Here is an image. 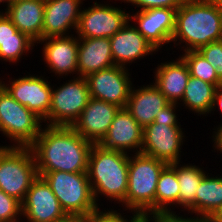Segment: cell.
<instances>
[{
	"instance_id": "1",
	"label": "cell",
	"mask_w": 222,
	"mask_h": 222,
	"mask_svg": "<svg viewBox=\"0 0 222 222\" xmlns=\"http://www.w3.org/2000/svg\"><path fill=\"white\" fill-rule=\"evenodd\" d=\"M93 143L84 139L71 126L45 125L29 146L37 173L88 171V157Z\"/></svg>"
},
{
	"instance_id": "2",
	"label": "cell",
	"mask_w": 222,
	"mask_h": 222,
	"mask_svg": "<svg viewBox=\"0 0 222 222\" xmlns=\"http://www.w3.org/2000/svg\"><path fill=\"white\" fill-rule=\"evenodd\" d=\"M221 39L222 12L215 1L184 0L176 11L173 46L179 45V50L186 52Z\"/></svg>"
},
{
	"instance_id": "3",
	"label": "cell",
	"mask_w": 222,
	"mask_h": 222,
	"mask_svg": "<svg viewBox=\"0 0 222 222\" xmlns=\"http://www.w3.org/2000/svg\"><path fill=\"white\" fill-rule=\"evenodd\" d=\"M129 154L93 144L88 157V179L98 206L101 197L120 204L126 211ZM103 195V196H102ZM101 196V197H100ZM110 198V199H109Z\"/></svg>"
},
{
	"instance_id": "4",
	"label": "cell",
	"mask_w": 222,
	"mask_h": 222,
	"mask_svg": "<svg viewBox=\"0 0 222 222\" xmlns=\"http://www.w3.org/2000/svg\"><path fill=\"white\" fill-rule=\"evenodd\" d=\"M166 162L143 153L129 154L126 211L155 216V193L159 175Z\"/></svg>"
},
{
	"instance_id": "5",
	"label": "cell",
	"mask_w": 222,
	"mask_h": 222,
	"mask_svg": "<svg viewBox=\"0 0 222 222\" xmlns=\"http://www.w3.org/2000/svg\"><path fill=\"white\" fill-rule=\"evenodd\" d=\"M50 186L62 209L68 215H91L100 207L97 205L88 173L52 171L38 173Z\"/></svg>"
},
{
	"instance_id": "6",
	"label": "cell",
	"mask_w": 222,
	"mask_h": 222,
	"mask_svg": "<svg viewBox=\"0 0 222 222\" xmlns=\"http://www.w3.org/2000/svg\"><path fill=\"white\" fill-rule=\"evenodd\" d=\"M37 177L35 159L29 147L0 145V189L3 192L22 203Z\"/></svg>"
},
{
	"instance_id": "7",
	"label": "cell",
	"mask_w": 222,
	"mask_h": 222,
	"mask_svg": "<svg viewBox=\"0 0 222 222\" xmlns=\"http://www.w3.org/2000/svg\"><path fill=\"white\" fill-rule=\"evenodd\" d=\"M42 123L40 117L0 87V132L11 142L4 146L29 147L40 134Z\"/></svg>"
},
{
	"instance_id": "8",
	"label": "cell",
	"mask_w": 222,
	"mask_h": 222,
	"mask_svg": "<svg viewBox=\"0 0 222 222\" xmlns=\"http://www.w3.org/2000/svg\"><path fill=\"white\" fill-rule=\"evenodd\" d=\"M67 81L57 88L52 86L50 126H72L91 98L86 77L74 76Z\"/></svg>"
},
{
	"instance_id": "9",
	"label": "cell",
	"mask_w": 222,
	"mask_h": 222,
	"mask_svg": "<svg viewBox=\"0 0 222 222\" xmlns=\"http://www.w3.org/2000/svg\"><path fill=\"white\" fill-rule=\"evenodd\" d=\"M82 9L75 33L78 38H111L129 21V11L110 3L94 1Z\"/></svg>"
},
{
	"instance_id": "10",
	"label": "cell",
	"mask_w": 222,
	"mask_h": 222,
	"mask_svg": "<svg viewBox=\"0 0 222 222\" xmlns=\"http://www.w3.org/2000/svg\"><path fill=\"white\" fill-rule=\"evenodd\" d=\"M11 78V79H10ZM5 83L2 78V86L21 105L26 106L48 125V113L50 110L52 84L44 76L27 74L19 78L10 77ZM9 83V84H8Z\"/></svg>"
},
{
	"instance_id": "11",
	"label": "cell",
	"mask_w": 222,
	"mask_h": 222,
	"mask_svg": "<svg viewBox=\"0 0 222 222\" xmlns=\"http://www.w3.org/2000/svg\"><path fill=\"white\" fill-rule=\"evenodd\" d=\"M129 71L130 68L114 65L89 74L86 79L90 97L125 108L133 86Z\"/></svg>"
},
{
	"instance_id": "12",
	"label": "cell",
	"mask_w": 222,
	"mask_h": 222,
	"mask_svg": "<svg viewBox=\"0 0 222 222\" xmlns=\"http://www.w3.org/2000/svg\"><path fill=\"white\" fill-rule=\"evenodd\" d=\"M184 128L168 123H151L143 128L141 153L167 164L181 162V148L185 144Z\"/></svg>"
},
{
	"instance_id": "13",
	"label": "cell",
	"mask_w": 222,
	"mask_h": 222,
	"mask_svg": "<svg viewBox=\"0 0 222 222\" xmlns=\"http://www.w3.org/2000/svg\"><path fill=\"white\" fill-rule=\"evenodd\" d=\"M176 9L151 8L129 12V21L145 37V39L157 50L171 43L175 31ZM137 25V26H136Z\"/></svg>"
},
{
	"instance_id": "14",
	"label": "cell",
	"mask_w": 222,
	"mask_h": 222,
	"mask_svg": "<svg viewBox=\"0 0 222 222\" xmlns=\"http://www.w3.org/2000/svg\"><path fill=\"white\" fill-rule=\"evenodd\" d=\"M66 215L50 186L38 176L22 202V218L26 222H58Z\"/></svg>"
},
{
	"instance_id": "15",
	"label": "cell",
	"mask_w": 222,
	"mask_h": 222,
	"mask_svg": "<svg viewBox=\"0 0 222 222\" xmlns=\"http://www.w3.org/2000/svg\"><path fill=\"white\" fill-rule=\"evenodd\" d=\"M75 35V36H74ZM43 45L42 59L50 73L57 77L75 74L78 76V37L76 34L68 36L43 38L36 42ZM46 62V63H45Z\"/></svg>"
},
{
	"instance_id": "16",
	"label": "cell",
	"mask_w": 222,
	"mask_h": 222,
	"mask_svg": "<svg viewBox=\"0 0 222 222\" xmlns=\"http://www.w3.org/2000/svg\"><path fill=\"white\" fill-rule=\"evenodd\" d=\"M105 149L125 153H141L143 128L126 108H120L115 115L106 135L98 143Z\"/></svg>"
},
{
	"instance_id": "17",
	"label": "cell",
	"mask_w": 222,
	"mask_h": 222,
	"mask_svg": "<svg viewBox=\"0 0 222 222\" xmlns=\"http://www.w3.org/2000/svg\"><path fill=\"white\" fill-rule=\"evenodd\" d=\"M120 108L116 104L90 98L71 127L84 139L98 144L106 135Z\"/></svg>"
},
{
	"instance_id": "18",
	"label": "cell",
	"mask_w": 222,
	"mask_h": 222,
	"mask_svg": "<svg viewBox=\"0 0 222 222\" xmlns=\"http://www.w3.org/2000/svg\"><path fill=\"white\" fill-rule=\"evenodd\" d=\"M83 1L85 0H45L42 39L68 36L73 29L71 33L75 34Z\"/></svg>"
},
{
	"instance_id": "19",
	"label": "cell",
	"mask_w": 222,
	"mask_h": 222,
	"mask_svg": "<svg viewBox=\"0 0 222 222\" xmlns=\"http://www.w3.org/2000/svg\"><path fill=\"white\" fill-rule=\"evenodd\" d=\"M110 44L115 65L126 68L158 52L130 21L110 38Z\"/></svg>"
},
{
	"instance_id": "20",
	"label": "cell",
	"mask_w": 222,
	"mask_h": 222,
	"mask_svg": "<svg viewBox=\"0 0 222 222\" xmlns=\"http://www.w3.org/2000/svg\"><path fill=\"white\" fill-rule=\"evenodd\" d=\"M132 86L126 109L138 122L145 128L153 123L156 114L162 110L170 102L161 93V91L153 84L141 85L138 87ZM137 88V89H136Z\"/></svg>"
},
{
	"instance_id": "21",
	"label": "cell",
	"mask_w": 222,
	"mask_h": 222,
	"mask_svg": "<svg viewBox=\"0 0 222 222\" xmlns=\"http://www.w3.org/2000/svg\"><path fill=\"white\" fill-rule=\"evenodd\" d=\"M153 84L170 103L179 104L190 77L185 61L179 56L176 60L164 61L155 67Z\"/></svg>"
},
{
	"instance_id": "22",
	"label": "cell",
	"mask_w": 222,
	"mask_h": 222,
	"mask_svg": "<svg viewBox=\"0 0 222 222\" xmlns=\"http://www.w3.org/2000/svg\"><path fill=\"white\" fill-rule=\"evenodd\" d=\"M77 61L80 77L114 66L110 38H78Z\"/></svg>"
},
{
	"instance_id": "23",
	"label": "cell",
	"mask_w": 222,
	"mask_h": 222,
	"mask_svg": "<svg viewBox=\"0 0 222 222\" xmlns=\"http://www.w3.org/2000/svg\"><path fill=\"white\" fill-rule=\"evenodd\" d=\"M45 0H25L12 3L5 11L16 28L35 42L42 39Z\"/></svg>"
},
{
	"instance_id": "24",
	"label": "cell",
	"mask_w": 222,
	"mask_h": 222,
	"mask_svg": "<svg viewBox=\"0 0 222 222\" xmlns=\"http://www.w3.org/2000/svg\"><path fill=\"white\" fill-rule=\"evenodd\" d=\"M36 42L20 32L7 15L0 11V60L17 64L35 47ZM30 50V51H29ZM28 53V54H27Z\"/></svg>"
},
{
	"instance_id": "25",
	"label": "cell",
	"mask_w": 222,
	"mask_h": 222,
	"mask_svg": "<svg viewBox=\"0 0 222 222\" xmlns=\"http://www.w3.org/2000/svg\"><path fill=\"white\" fill-rule=\"evenodd\" d=\"M179 190L177 163L167 164L161 171L157 182L155 193V215L176 214L177 211L172 210H175V207L180 209Z\"/></svg>"
},
{
	"instance_id": "26",
	"label": "cell",
	"mask_w": 222,
	"mask_h": 222,
	"mask_svg": "<svg viewBox=\"0 0 222 222\" xmlns=\"http://www.w3.org/2000/svg\"><path fill=\"white\" fill-rule=\"evenodd\" d=\"M216 86L203 81L199 78L190 76L185 87L182 103L178 105L184 106L189 112L196 113L198 116L211 114Z\"/></svg>"
},
{
	"instance_id": "27",
	"label": "cell",
	"mask_w": 222,
	"mask_h": 222,
	"mask_svg": "<svg viewBox=\"0 0 222 222\" xmlns=\"http://www.w3.org/2000/svg\"><path fill=\"white\" fill-rule=\"evenodd\" d=\"M203 168L190 163L181 165L177 162V180L180 187L179 207L192 216L195 214V197L202 179L207 172Z\"/></svg>"
},
{
	"instance_id": "28",
	"label": "cell",
	"mask_w": 222,
	"mask_h": 222,
	"mask_svg": "<svg viewBox=\"0 0 222 222\" xmlns=\"http://www.w3.org/2000/svg\"><path fill=\"white\" fill-rule=\"evenodd\" d=\"M207 173L195 197V216L209 219L222 206V175Z\"/></svg>"
},
{
	"instance_id": "29",
	"label": "cell",
	"mask_w": 222,
	"mask_h": 222,
	"mask_svg": "<svg viewBox=\"0 0 222 222\" xmlns=\"http://www.w3.org/2000/svg\"><path fill=\"white\" fill-rule=\"evenodd\" d=\"M179 56L187 64L190 76L199 78L215 86L222 84V81L216 75L215 68L198 50L182 52Z\"/></svg>"
},
{
	"instance_id": "30",
	"label": "cell",
	"mask_w": 222,
	"mask_h": 222,
	"mask_svg": "<svg viewBox=\"0 0 222 222\" xmlns=\"http://www.w3.org/2000/svg\"><path fill=\"white\" fill-rule=\"evenodd\" d=\"M129 213H132V216H123L122 212L114 210L113 206L109 209L103 208V210L99 208L89 215V222H146L145 217L141 213L132 210H129Z\"/></svg>"
},
{
	"instance_id": "31",
	"label": "cell",
	"mask_w": 222,
	"mask_h": 222,
	"mask_svg": "<svg viewBox=\"0 0 222 222\" xmlns=\"http://www.w3.org/2000/svg\"><path fill=\"white\" fill-rule=\"evenodd\" d=\"M22 203L0 189V222H23Z\"/></svg>"
},
{
	"instance_id": "32",
	"label": "cell",
	"mask_w": 222,
	"mask_h": 222,
	"mask_svg": "<svg viewBox=\"0 0 222 222\" xmlns=\"http://www.w3.org/2000/svg\"><path fill=\"white\" fill-rule=\"evenodd\" d=\"M198 51L215 68L217 77L222 81V40L204 45Z\"/></svg>"
},
{
	"instance_id": "33",
	"label": "cell",
	"mask_w": 222,
	"mask_h": 222,
	"mask_svg": "<svg viewBox=\"0 0 222 222\" xmlns=\"http://www.w3.org/2000/svg\"><path fill=\"white\" fill-rule=\"evenodd\" d=\"M117 0H115L116 2ZM129 3L133 5L135 8H139L138 11L147 10L151 8H171L178 9L184 0H118Z\"/></svg>"
},
{
	"instance_id": "34",
	"label": "cell",
	"mask_w": 222,
	"mask_h": 222,
	"mask_svg": "<svg viewBox=\"0 0 222 222\" xmlns=\"http://www.w3.org/2000/svg\"><path fill=\"white\" fill-rule=\"evenodd\" d=\"M177 107H179L178 104L169 103L162 110H159L154 123H168L169 126H182L178 121L180 119H178V114L176 113L179 110Z\"/></svg>"
},
{
	"instance_id": "35",
	"label": "cell",
	"mask_w": 222,
	"mask_h": 222,
	"mask_svg": "<svg viewBox=\"0 0 222 222\" xmlns=\"http://www.w3.org/2000/svg\"><path fill=\"white\" fill-rule=\"evenodd\" d=\"M180 213L177 214H159L146 219V222H210L207 218H201L197 216H180Z\"/></svg>"
},
{
	"instance_id": "36",
	"label": "cell",
	"mask_w": 222,
	"mask_h": 222,
	"mask_svg": "<svg viewBox=\"0 0 222 222\" xmlns=\"http://www.w3.org/2000/svg\"><path fill=\"white\" fill-rule=\"evenodd\" d=\"M214 131L212 132V144H213V149L214 152L215 150L220 151L219 153H222V124L217 125L216 127L214 126Z\"/></svg>"
},
{
	"instance_id": "37",
	"label": "cell",
	"mask_w": 222,
	"mask_h": 222,
	"mask_svg": "<svg viewBox=\"0 0 222 222\" xmlns=\"http://www.w3.org/2000/svg\"><path fill=\"white\" fill-rule=\"evenodd\" d=\"M216 108L218 111H220V113H222V84H219L218 86H216L211 112L212 111L217 112ZM221 124L222 122H220L219 125Z\"/></svg>"
},
{
	"instance_id": "38",
	"label": "cell",
	"mask_w": 222,
	"mask_h": 222,
	"mask_svg": "<svg viewBox=\"0 0 222 222\" xmlns=\"http://www.w3.org/2000/svg\"><path fill=\"white\" fill-rule=\"evenodd\" d=\"M58 222H89V215H66Z\"/></svg>"
},
{
	"instance_id": "39",
	"label": "cell",
	"mask_w": 222,
	"mask_h": 222,
	"mask_svg": "<svg viewBox=\"0 0 222 222\" xmlns=\"http://www.w3.org/2000/svg\"><path fill=\"white\" fill-rule=\"evenodd\" d=\"M210 222H222V206L209 218Z\"/></svg>"
},
{
	"instance_id": "40",
	"label": "cell",
	"mask_w": 222,
	"mask_h": 222,
	"mask_svg": "<svg viewBox=\"0 0 222 222\" xmlns=\"http://www.w3.org/2000/svg\"><path fill=\"white\" fill-rule=\"evenodd\" d=\"M2 3V5L5 3V5H3L5 8H4V10L5 9H7L10 5H11V0H0V4ZM1 10V9H0Z\"/></svg>"
},
{
	"instance_id": "41",
	"label": "cell",
	"mask_w": 222,
	"mask_h": 222,
	"mask_svg": "<svg viewBox=\"0 0 222 222\" xmlns=\"http://www.w3.org/2000/svg\"><path fill=\"white\" fill-rule=\"evenodd\" d=\"M215 3L217 4L218 8L221 10L222 12V0H214Z\"/></svg>"
},
{
	"instance_id": "42",
	"label": "cell",
	"mask_w": 222,
	"mask_h": 222,
	"mask_svg": "<svg viewBox=\"0 0 222 222\" xmlns=\"http://www.w3.org/2000/svg\"><path fill=\"white\" fill-rule=\"evenodd\" d=\"M20 1H25V0H11V4L14 2H20Z\"/></svg>"
},
{
	"instance_id": "43",
	"label": "cell",
	"mask_w": 222,
	"mask_h": 222,
	"mask_svg": "<svg viewBox=\"0 0 222 222\" xmlns=\"http://www.w3.org/2000/svg\"><path fill=\"white\" fill-rule=\"evenodd\" d=\"M2 86V79H1V77H0V87Z\"/></svg>"
}]
</instances>
